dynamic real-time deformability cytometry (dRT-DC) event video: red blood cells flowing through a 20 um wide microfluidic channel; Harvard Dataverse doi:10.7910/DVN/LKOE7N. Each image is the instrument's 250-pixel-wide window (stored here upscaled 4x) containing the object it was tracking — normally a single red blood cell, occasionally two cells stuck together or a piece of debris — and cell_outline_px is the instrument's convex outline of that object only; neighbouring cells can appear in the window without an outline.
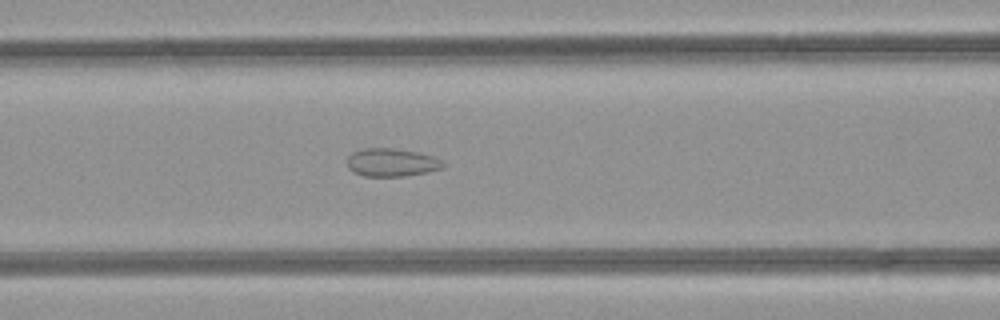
{"species": "common noctule bat (a hibernating species)", "species_latin": "Nyctalus noctula", "temperature_condition": "room temperature", "stored_images_in_passage": 34, "camera_frame_rate_fps": 3000, "um_per_image_px": 0.085, "animal": {"sex": "female", "body_mass_g": 21.9}, "frame": {"image": 1, "passage_image": 12, "time_ms": 3.667, "image_size_px": [1000, 320], "cell_outline_px": [[444, 168], [428, 172], [404, 176], [364, 176], [352, 172], [348, 168], [348, 156], [352, 152], [364, 148], [392, 148], [420, 152], [444, 160]], "centroid_in_image_um": [33.31, 13.81], "position_along_channel_um": 133.3, "area_um2": 15.9}}
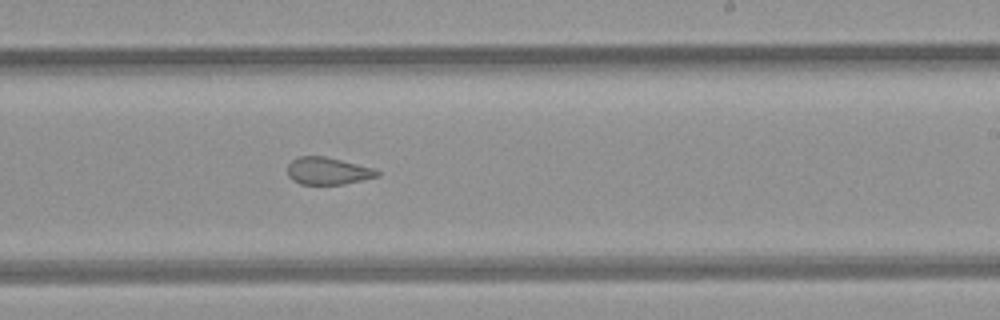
{"frame": {"image": 2, "passage_image": 21, "time_ms": 6.667, "image_size_px": [1000, 320], "cell_outline_px": [[380, 176], [344, 184], [300, 184], [292, 180], [288, 176], [288, 164], [292, 160], [300, 156], [324, 156], [372, 168], [380, 172]], "centroid_in_image_um": [27.84, 14.54], "position_along_channel_um": 261.2, "area_um2": 14.1}}
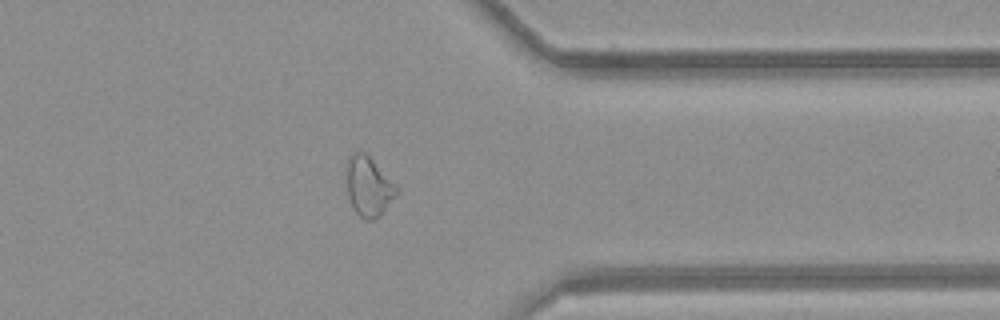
{"frame": {"image": 3, "passage_image": 30, "time_ms": 9.667, "image_size_px": [1000, 320], "cell_outline_px": [[400, 192], [380, 216], [372, 220], [364, 220], [356, 212], [348, 196], [344, 168], [352, 152], [364, 152], [400, 188]], "centroid_in_image_um": [31.33, 15.86], "position_along_channel_um": 380.1, "area_um2": 17.69}, "authors_computed_cell_mechanics": {"area_um2": 16.1551, "velocity_mm_per_s": 4.2702, "shape_relaxation_time_tau1_ms": null, "shape_relaxation_time_tau2_ms": 1.5169, "deformation_change_tau1": null, "deformation_change_tau2": 0.0943}}